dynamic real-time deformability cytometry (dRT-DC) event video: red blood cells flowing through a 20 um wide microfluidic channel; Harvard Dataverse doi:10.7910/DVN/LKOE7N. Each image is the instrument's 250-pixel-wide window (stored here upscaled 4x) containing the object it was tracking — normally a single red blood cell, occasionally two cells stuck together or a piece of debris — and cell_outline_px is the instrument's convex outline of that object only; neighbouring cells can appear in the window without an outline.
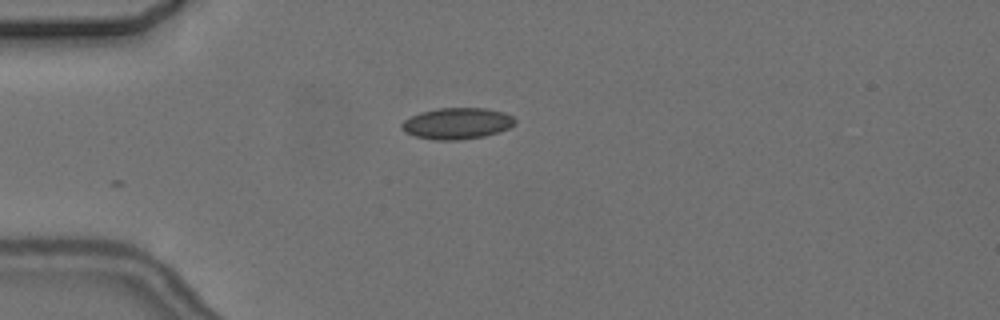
{"species": "common noctule bat (a hibernating species)", "species_latin": "Nyctalus noctula", "temperature_condition": "cold", "stored_images_in_passage": 7, "camera_frame_rate_fps": 3000, "um_per_image_px": 0.085, "animal": {"sex": "female", "body_mass_g": 24.6, "forearm_length_mm": 56.2}, "frame": {"image": 1, "passage_image": 1, "time_ms": 0.0, "image_size_px": [1000, 320], "cell_outline_px": [[516, 124], [500, 132], [484, 136], [460, 140], [436, 140], [416, 136], [404, 132], [400, 128], [400, 124], [404, 120], [420, 112], [436, 108], [484, 108], [504, 112], [512, 116], [516, 120]], "centroid_in_image_um": [38.85, 10.49], "position_along_channel_um": 46.2, "area_um2": 20.81}}
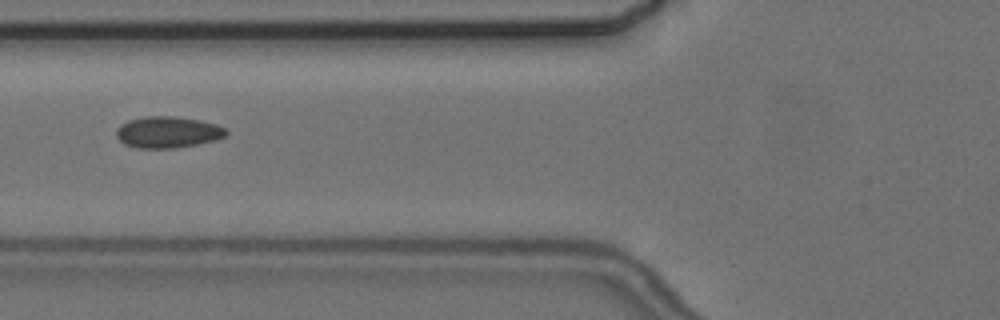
{"frame": {"image": 2, "passage_image": 3, "time_ms": 2.333, "image_size_px": [1000, 320], "cell_outline_px": [[228, 132], [224, 136], [216, 140], [176, 148], [136, 148], [124, 144], [116, 136], [116, 128], [120, 124], [128, 120], [144, 116], [172, 116], [200, 120], [216, 124], [228, 128]], "centroid_in_image_um": [14.25, 11.23], "position_along_channel_um": 111.6, "area_um2": 20.29}}
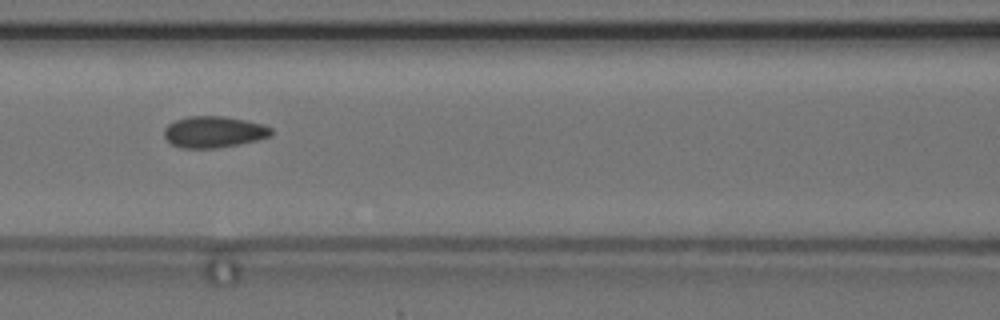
{"frame": {"image": 3, "passage_image": 4, "time_ms": 3.333, "image_size_px": [1000, 320], "cell_outline_px": [[272, 136], [240, 144], [212, 148], [180, 148], [172, 144], [164, 136], [164, 128], [168, 124], [176, 120], [188, 116], [224, 116], [264, 124], [272, 128]], "centroid_in_image_um": [18.18, 11.21], "position_along_channel_um": 148.4, "area_um2": 19.59}}